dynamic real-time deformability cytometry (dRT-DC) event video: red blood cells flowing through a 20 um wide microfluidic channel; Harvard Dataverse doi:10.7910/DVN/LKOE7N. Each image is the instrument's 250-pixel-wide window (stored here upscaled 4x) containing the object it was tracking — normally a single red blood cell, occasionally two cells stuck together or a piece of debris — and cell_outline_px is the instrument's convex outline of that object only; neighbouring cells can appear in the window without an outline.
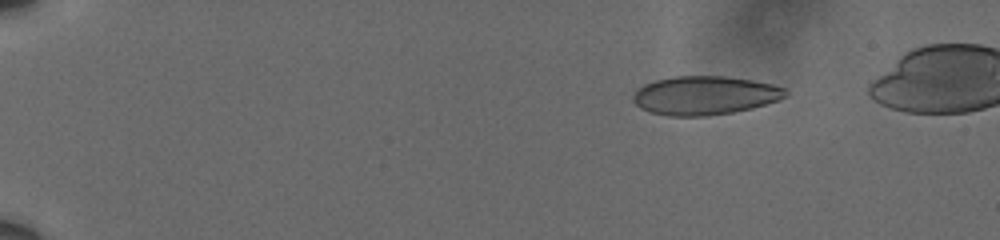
{"species": "human", "species_latin": "Homo sapiens", "temperature_condition": "cold", "stored_images_in_passage": 52, "camera_frame_rate_fps": 3000, "um_per_image_px": 0.085, "donor": {"sex": "male"}, "frame": {"image": 1, "passage_image": 6, "time_ms": 1.667, "image_size_px": [1000, 240], "cell_outline_px": [[788, 92], [784, 96], [776, 100], [752, 108], [732, 112], [704, 116], [668, 116], [648, 112], [640, 108], [632, 100], [632, 96], [644, 84], [656, 80], [676, 76], [728, 76], [752, 80], [772, 84], [784, 88]], "centroid_in_image_um": [59.87, 8.11], "position_along_channel_um": 25.1, "area_um2": 34.22}}
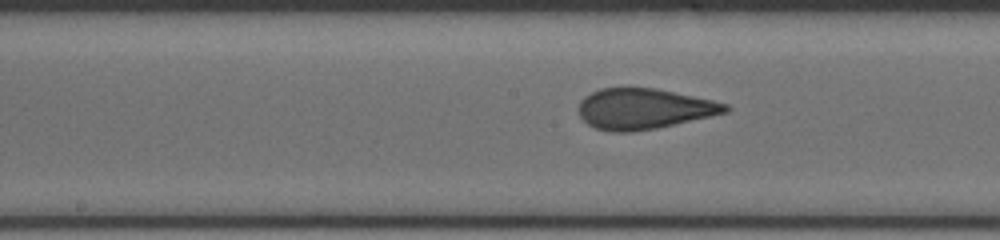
{"frame": {"image": 2, "passage_image": 29, "time_ms": 9.333, "image_size_px": [1000, 240], "cell_outline_px": [[732, 108], [728, 112], [656, 128], [632, 132], [612, 132], [596, 128], [588, 124], [580, 116], [580, 100], [584, 96], [600, 88], [656, 88], [712, 100], [728, 104]], "centroid_in_image_um": [54.74, 9.25], "position_along_channel_um": 193.5, "area_um2": 34.51}}
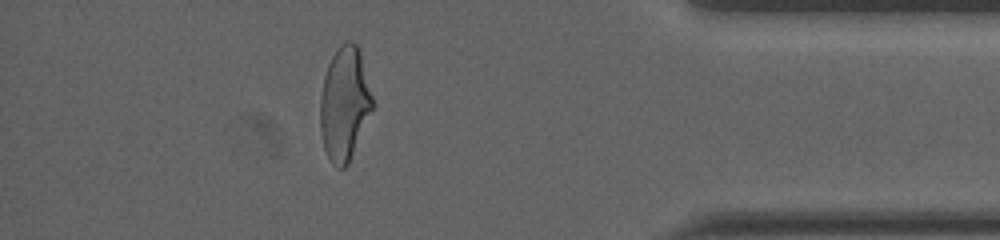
{"frame": {"image": 3, "passage_image": 45, "time_ms": 14.667, "image_size_px": [1000, 240], "cell_outline_px": [[372, 108], [348, 164], [344, 168], [336, 168], [332, 164], [324, 148], [320, 132], [320, 96], [324, 76], [328, 64], [336, 48], [340, 44], [348, 40], [352, 40], [360, 48], [372, 96]], "centroid_in_image_um": [29.26, 8.78], "position_along_channel_um": 405.9, "area_um2": 34.51}}